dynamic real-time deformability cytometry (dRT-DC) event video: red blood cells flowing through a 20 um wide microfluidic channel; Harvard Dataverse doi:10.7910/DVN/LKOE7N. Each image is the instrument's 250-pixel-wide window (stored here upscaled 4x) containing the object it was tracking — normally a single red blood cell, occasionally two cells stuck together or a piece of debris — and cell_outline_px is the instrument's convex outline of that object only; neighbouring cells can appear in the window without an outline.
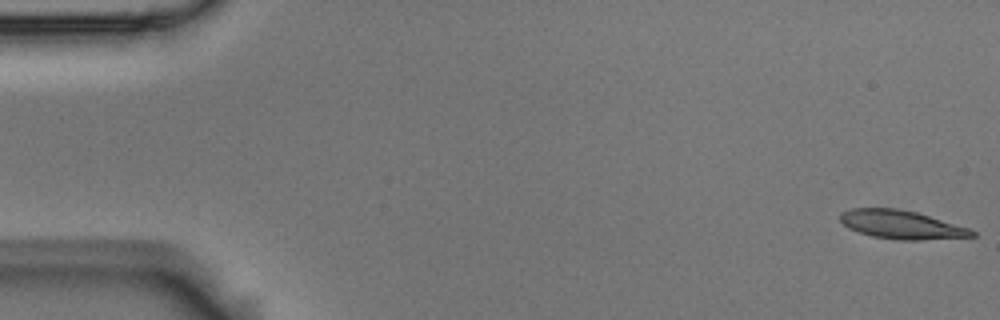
{"species": "Egyptian fruit bat (a non-hibernating species)", "species_latin": "Rousettus aegyptiacus", "temperature_condition": "room temperature", "stored_images_in_passage": 4, "camera_frame_rate_fps": 3000, "um_per_image_px": 0.085, "animal": {"sex": "male"}, "frame": {"image": 1, "passage_image": 1, "time_ms": 0.0, "image_size_px": [1000, 320], "cell_outline_px": [[976, 236], [920, 240], [900, 240], [872, 236], [848, 228], [840, 220], [840, 212], [852, 208], [896, 208], [916, 212], [968, 228], [976, 232]], "centroid_in_image_um": [76.59, 19.09], "position_along_channel_um": 8.4, "area_um2": 21.68}}